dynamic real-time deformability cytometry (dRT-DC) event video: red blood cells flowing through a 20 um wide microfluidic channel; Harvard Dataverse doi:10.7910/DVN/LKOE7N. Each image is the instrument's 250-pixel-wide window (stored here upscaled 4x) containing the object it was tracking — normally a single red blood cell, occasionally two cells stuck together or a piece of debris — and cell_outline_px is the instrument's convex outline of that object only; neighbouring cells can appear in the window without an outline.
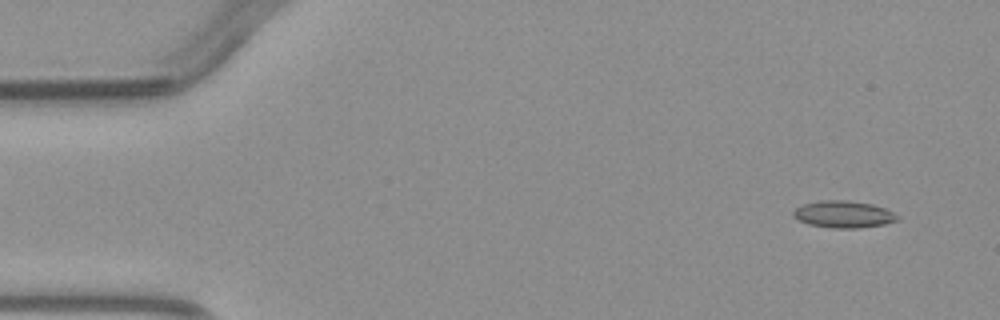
{"species": "common noctule bat (a hibernating species)", "species_latin": "Nyctalus noctula", "temperature_condition": "warm", "stored_images_in_passage": 4, "camera_frame_rate_fps": 3000, "um_per_image_px": 0.085, "animal": {"sex": "male", "body_mass_g": 23.1, "forearm_length_mm": 52.7}, "frame": {"image": 1, "passage_image": 1, "time_ms": 0.0, "image_size_px": [1000, 320], "cell_outline_px": [[900, 220], [884, 224], [856, 228], [832, 228], [808, 224], [792, 216], [792, 212], [796, 208], [804, 204], [820, 200], [848, 200], [872, 204], [884, 208], [900, 216]], "centroid_in_image_um": [71.71, 18.21], "position_along_channel_um": 13.3, "area_um2": 16.36}}
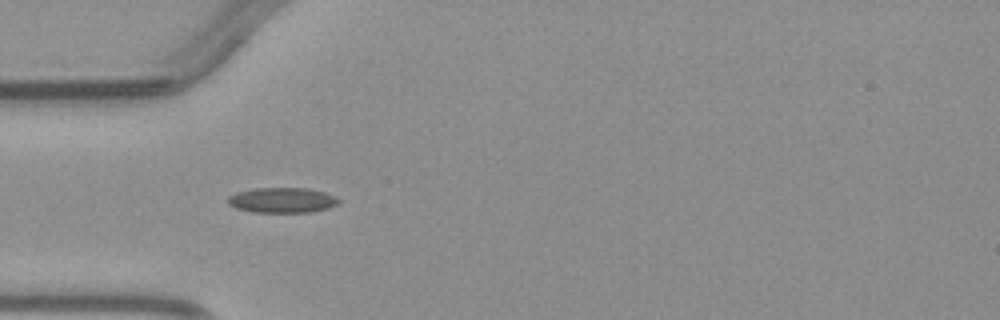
{"frame": {"image": 2, "passage_image": 4, "time_ms": 3.667, "image_size_px": [1000, 320], "cell_outline_px": [[340, 200], [336, 204], [328, 208], [312, 212], [252, 212], [236, 208], [228, 204], [228, 196], [236, 192], [256, 188], [308, 188], [324, 192], [336, 196]], "centroid_in_image_um": [23.98, 17.01], "position_along_channel_um": 61.0, "area_um2": 16.3}}